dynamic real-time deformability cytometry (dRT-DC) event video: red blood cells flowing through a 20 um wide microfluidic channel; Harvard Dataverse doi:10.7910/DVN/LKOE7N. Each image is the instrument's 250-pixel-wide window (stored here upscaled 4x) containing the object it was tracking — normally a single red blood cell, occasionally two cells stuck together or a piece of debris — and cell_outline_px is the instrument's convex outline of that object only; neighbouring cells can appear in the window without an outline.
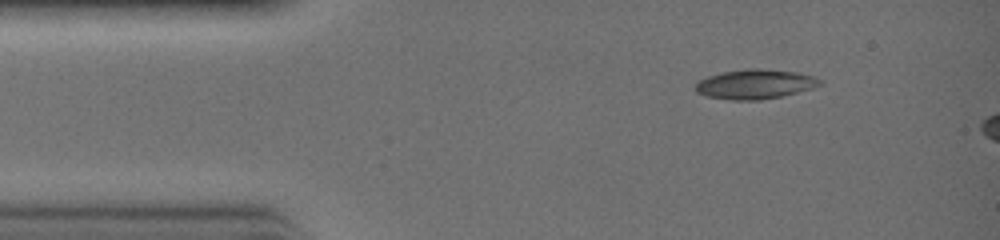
{"species": "common noctule bat (a hibernating species)", "species_latin": "Nyctalus noctula", "temperature_condition": "warm", "stored_images_in_passage": 4, "camera_frame_rate_fps": 3000, "um_per_image_px": 0.085, "animal": {"sex": "female", "body_mass_g": 19.0, "forearm_length_mm": 51.5}, "frame": {"image": 1, "passage_image": 1, "time_ms": 0.0, "image_size_px": [1000, 240], "cell_outline_px": [[820, 84], [812, 88], [780, 96], [756, 100], [732, 100], [708, 96], [696, 92], [696, 84], [700, 80], [708, 76], [724, 72], [748, 68], [760, 68], [796, 72], [812, 76], [820, 80]], "centroid_in_image_um": [64.15, 7.14], "position_along_channel_um": 20.8, "area_um2": 20.98}}